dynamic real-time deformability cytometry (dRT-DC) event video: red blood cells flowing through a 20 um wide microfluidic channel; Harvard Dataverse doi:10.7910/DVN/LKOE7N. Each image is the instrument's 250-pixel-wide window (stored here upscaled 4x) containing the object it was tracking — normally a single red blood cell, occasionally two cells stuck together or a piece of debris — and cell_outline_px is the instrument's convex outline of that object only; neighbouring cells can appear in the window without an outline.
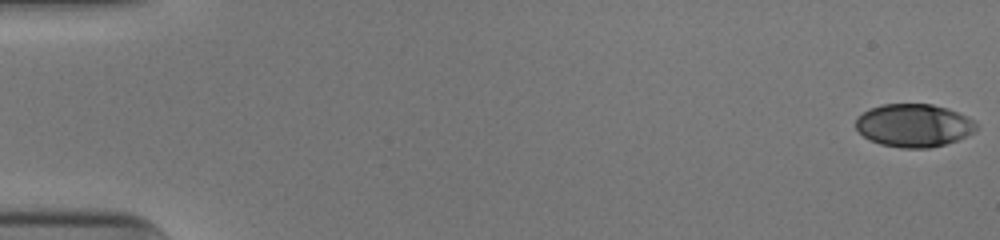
{"species": "human", "species_latin": "Homo sapiens", "temperature_condition": "cold", "stored_images_in_passage": 53, "camera_frame_rate_fps": 3000, "um_per_image_px": 0.085, "donor": {"sex": "male"}, "frame": {"image": 1, "passage_image": 1, "time_ms": 0.0, "image_size_px": [1000, 240], "cell_outline_px": [[976, 128], [972, 132], [956, 140], [944, 144], [928, 148], [900, 148], [880, 144], [868, 140], [856, 128], [856, 116], [880, 104], [932, 104], [948, 108], [968, 116], [976, 120]], "centroid_in_image_um": [77.66, 10.65], "position_along_channel_um": 7.3, "area_um2": 30.23}}
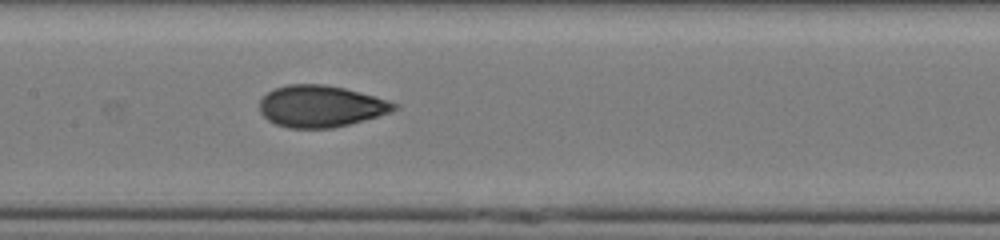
{"frame": {"image": 2, "passage_image": 27, "time_ms": 8.667, "image_size_px": [1000, 240], "cell_outline_px": [[400, 104], [392, 112], [348, 124], [332, 128], [288, 128], [276, 124], [268, 120], [260, 112], [260, 100], [268, 92], [276, 88], [288, 84], [324, 84], [344, 88], [376, 96]], "centroid_in_image_um": [27.28, 9.03], "position_along_channel_um": 180.1, "area_um2": 32.6}}
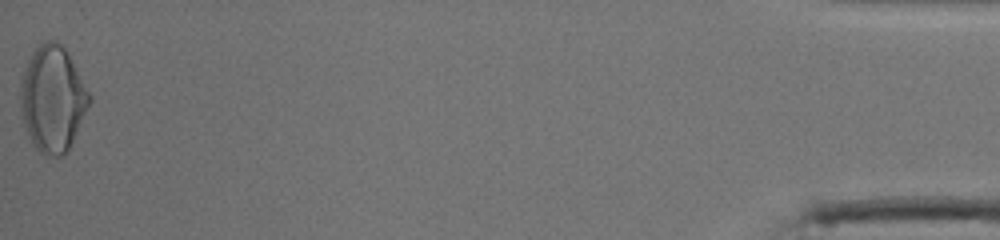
{"frame": {"image": 3, "passage_image": 53, "time_ms": 17.333, "image_size_px": [1000, 240], "cell_outline_px": [[92, 100], [68, 148], [60, 156], [44, 156], [32, 144], [24, 124], [20, 108], [20, 80], [28, 60], [32, 52], [40, 44], [48, 40], [56, 40], [64, 48], [92, 96]], "centroid_in_image_um": [4.45, 8.4], "position_along_channel_um": 430.7, "area_um2": 42.14}, "authors_computed_cell_mechanics": {"area_um2": 32.3102, "velocity_mm_per_s": 3.9527, "shape_relaxation_time_tau1_ms": 10.1329, "shape_relaxation_time_tau2_ms": 1.0439, "deformation_change_tau1": 0.2936, "deformation_change_tau2": 0.0624}}